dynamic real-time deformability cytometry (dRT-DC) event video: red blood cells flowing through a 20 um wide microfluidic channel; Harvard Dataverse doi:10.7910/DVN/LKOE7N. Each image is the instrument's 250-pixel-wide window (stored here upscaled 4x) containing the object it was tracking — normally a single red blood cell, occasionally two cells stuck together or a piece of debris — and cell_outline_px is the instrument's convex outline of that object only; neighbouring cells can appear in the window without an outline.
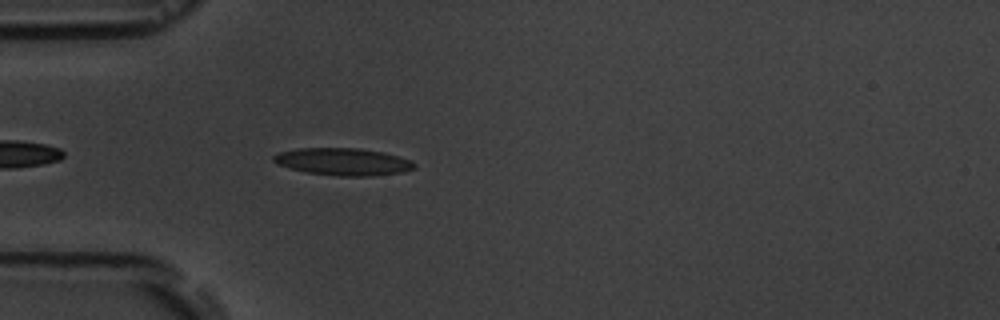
{"species": "common noctule bat (a hibernating species)", "species_latin": "Nyctalus noctula", "temperature_condition": "room temperature", "stored_images_in_passage": 3, "camera_frame_rate_fps": 3000, "um_per_image_px": 0.085, "animal": {"sex": "male", "body_mass_g": 19.5, "forearm_length_mm": 54.6}, "frame": {"image": 1, "passage_image": 3, "time_ms": 3.333, "image_size_px": [1000, 320], "cell_outline_px": [[416, 168], [404, 172], [372, 176], [336, 176], [304, 172], [288, 168], [276, 164], [272, 160], [272, 156], [280, 152], [296, 148], [360, 148], [384, 152], [412, 160], [416, 164]], "centroid_in_image_um": [29.16, 13.75], "position_along_channel_um": 55.8, "area_um2": 22.77}}